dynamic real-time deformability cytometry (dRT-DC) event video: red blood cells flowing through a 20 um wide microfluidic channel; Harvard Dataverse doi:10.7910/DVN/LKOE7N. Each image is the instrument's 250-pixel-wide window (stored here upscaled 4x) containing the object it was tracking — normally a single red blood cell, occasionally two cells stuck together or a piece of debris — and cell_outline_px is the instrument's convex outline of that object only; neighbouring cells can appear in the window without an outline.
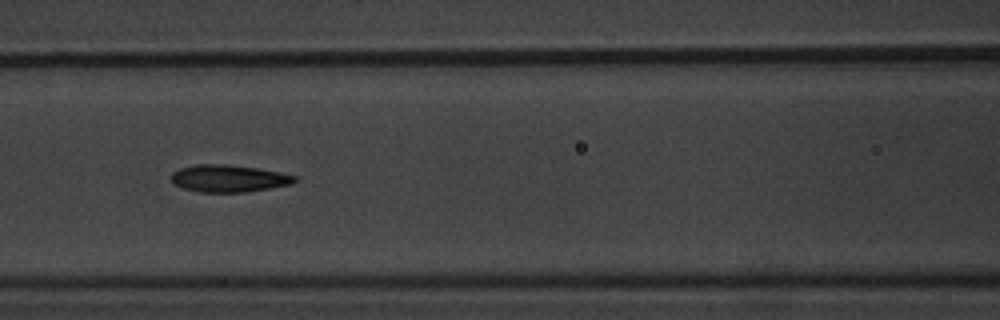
{"species": "common noctule bat (a hibernating species)", "species_latin": "Nyctalus noctula", "temperature_condition": "warm", "stored_images_in_passage": 8, "camera_frame_rate_fps": 3000, "um_per_image_px": 0.085, "animal": {"sex": "male", "body_mass_g": 20.1, "forearm_length_mm": 53.5}, "frame": {"image": 1, "passage_image": 8, "time_ms": 8.0, "image_size_px": [1000, 320], "cell_outline_px": [[296, 180], [292, 184], [244, 192], [200, 192], [184, 188], [172, 184], [172, 172], [180, 168], [196, 164], [224, 164], [256, 168], [280, 172], [296, 176]], "centroid_in_image_um": [19.41, 15.16], "position_along_channel_um": 147.2, "area_um2": 19.42}}